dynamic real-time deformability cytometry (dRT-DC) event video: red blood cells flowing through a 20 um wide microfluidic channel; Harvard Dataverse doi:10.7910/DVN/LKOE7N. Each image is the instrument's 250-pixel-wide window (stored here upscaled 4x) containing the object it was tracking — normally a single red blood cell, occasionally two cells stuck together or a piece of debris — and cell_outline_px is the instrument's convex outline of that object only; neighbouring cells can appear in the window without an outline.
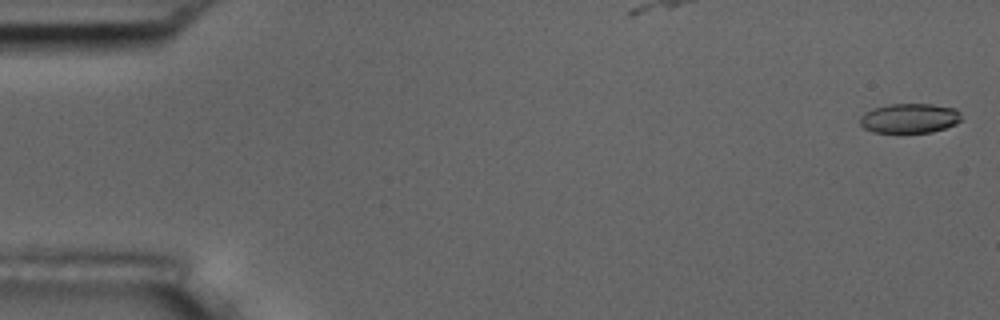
{"species": "common noctule bat (a hibernating species)", "species_latin": "Nyctalus noctula", "temperature_condition": "room temperature", "stored_images_in_passage": 6, "camera_frame_rate_fps": 3000, "um_per_image_px": 0.085, "animal": {"sex": "male", "body_mass_g": 17.5, "forearm_length_mm": 52.3}, "frame": {"image": 1, "passage_image": 1, "time_ms": 0.0, "image_size_px": [1000, 320], "cell_outline_px": [[960, 120], [956, 124], [932, 132], [872, 132], [864, 128], [860, 124], [860, 116], [864, 112], [872, 108], [888, 104], [932, 104], [956, 108], [960, 112]], "centroid_in_image_um": [77.29, 10.04], "position_along_channel_um": 7.7, "area_um2": 17.57}}
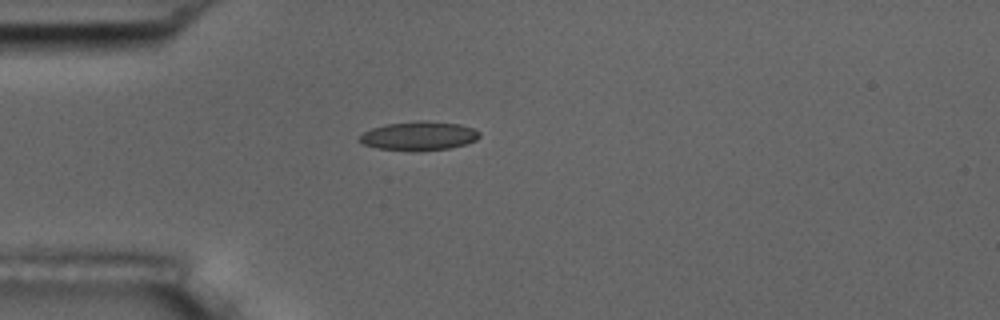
{"frame": {"image": 2, "passage_image": 5, "time_ms": 4.667, "image_size_px": [1000, 320], "cell_outline_px": [[480, 136], [476, 140], [464, 144], [448, 148], [376, 148], [364, 144], [360, 140], [360, 136], [364, 132], [372, 128], [388, 124], [420, 120], [460, 124], [472, 128], [480, 132]], "centroid_in_image_um": [35.64, 11.5], "position_along_channel_um": 49.4, "area_um2": 19.07}}